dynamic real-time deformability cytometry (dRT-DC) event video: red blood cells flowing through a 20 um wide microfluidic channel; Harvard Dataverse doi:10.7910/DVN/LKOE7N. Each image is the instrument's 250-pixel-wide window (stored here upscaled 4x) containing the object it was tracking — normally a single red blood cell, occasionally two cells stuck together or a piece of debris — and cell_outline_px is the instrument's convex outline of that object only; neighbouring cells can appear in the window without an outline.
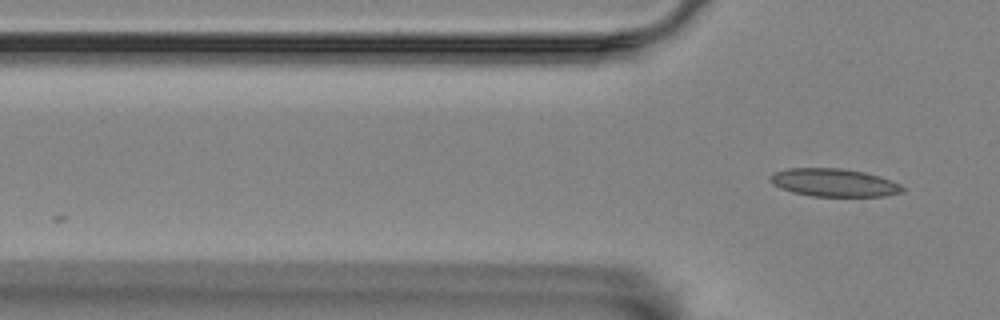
{"species": "Egyptian fruit bat (a non-hibernating species)", "species_latin": "Rousettus aegyptiacus", "temperature_condition": "room temperature", "stored_images_in_passage": 5, "camera_frame_rate_fps": 3000, "um_per_image_px": 0.085, "animal": {"sex": "female"}, "frame": {"image": 1, "passage_image": 5, "time_ms": 1.333, "image_size_px": [1000, 320], "cell_outline_px": [[904, 192], [884, 196], [812, 196], [792, 192], [780, 188], [772, 184], [768, 180], [768, 176], [776, 172], [788, 168], [840, 168], [864, 172], [880, 176], [900, 184], [904, 188]], "centroid_in_image_um": [70.87, 15.52], "position_along_channel_um": 54.9, "area_um2": 21.62}}